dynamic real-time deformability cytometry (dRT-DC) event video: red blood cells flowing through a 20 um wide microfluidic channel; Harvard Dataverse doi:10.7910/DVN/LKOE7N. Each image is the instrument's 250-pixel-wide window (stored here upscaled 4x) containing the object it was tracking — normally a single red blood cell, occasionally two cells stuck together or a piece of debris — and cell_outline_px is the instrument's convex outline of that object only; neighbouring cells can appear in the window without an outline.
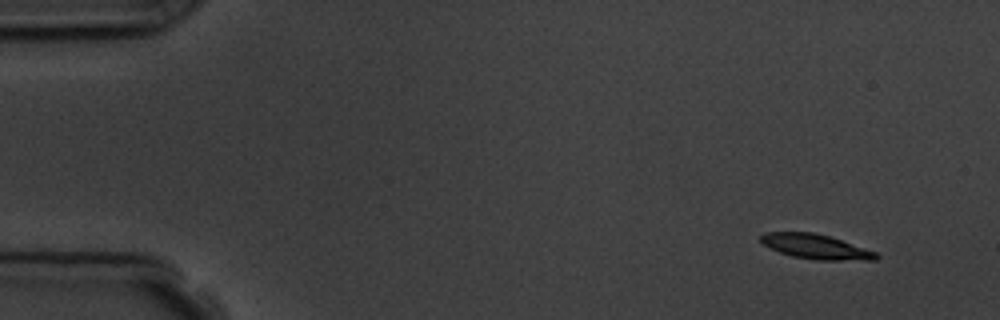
{"species": "common noctule bat (a hibernating species)", "species_latin": "Nyctalus noctula", "temperature_condition": "room temperature", "stored_images_in_passage": 6, "camera_frame_rate_fps": 3000, "um_per_image_px": 0.085, "animal": {"sex": "male", "body_mass_g": 19.5, "forearm_length_mm": 54.6}, "frame": {"image": 1, "passage_image": 1, "time_ms": 0.0, "image_size_px": [1000, 320], "cell_outline_px": [[880, 256], [876, 260], [816, 260], [792, 256], [768, 248], [760, 240], [760, 236], [764, 232], [812, 232], [828, 236], [876, 252]], "centroid_in_image_um": [69.31, 20.97], "position_along_channel_um": 15.7, "area_um2": 16.47}}
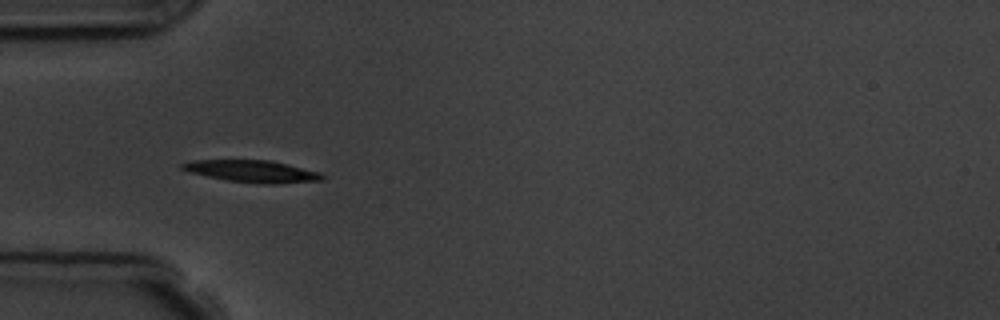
{"frame": {"image": 2, "passage_image": 5, "time_ms": 4.333, "image_size_px": [1000, 320], "cell_outline_px": [[324, 180], [280, 184], [260, 184], [228, 180], [188, 172], [180, 168], [180, 164], [192, 160], [272, 160], [320, 172], [324, 176]], "centroid_in_image_um": [21.46, 14.56], "position_along_channel_um": 63.5, "area_um2": 18.09}}